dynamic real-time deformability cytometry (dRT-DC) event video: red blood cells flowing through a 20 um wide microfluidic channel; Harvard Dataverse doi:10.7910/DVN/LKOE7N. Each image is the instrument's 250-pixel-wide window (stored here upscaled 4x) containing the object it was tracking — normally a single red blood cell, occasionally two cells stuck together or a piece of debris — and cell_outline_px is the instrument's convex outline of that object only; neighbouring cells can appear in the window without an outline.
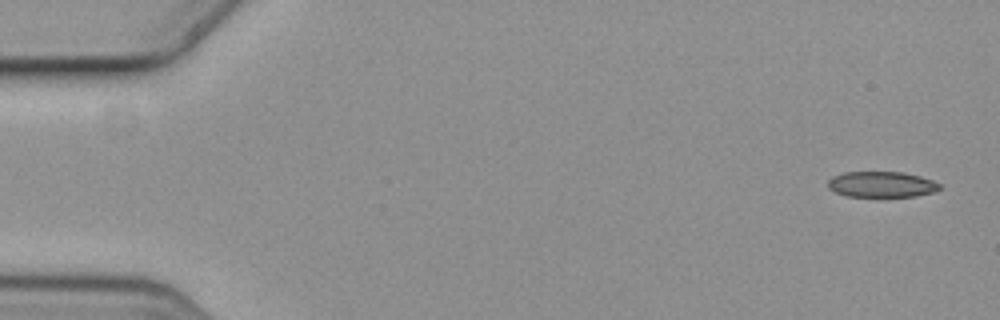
{"species": "common noctule bat (a hibernating species)", "species_latin": "Nyctalus noctula", "temperature_condition": "cold", "stored_images_in_passage": 6, "camera_frame_rate_fps": 3000, "um_per_image_px": 0.085, "animal": {"sex": "female", "body_mass_g": 19.3, "forearm_length_mm": 54.1}, "frame": {"image": 1, "passage_image": 1, "time_ms": 0.0, "image_size_px": [1000, 320], "cell_outline_px": [[940, 188], [932, 192], [916, 196], [848, 196], [836, 192], [828, 188], [828, 180], [832, 176], [844, 172], [904, 172], [920, 176], [932, 180], [940, 184]], "centroid_in_image_um": [74.92, 15.66], "position_along_channel_um": 10.1, "area_um2": 16.65}}
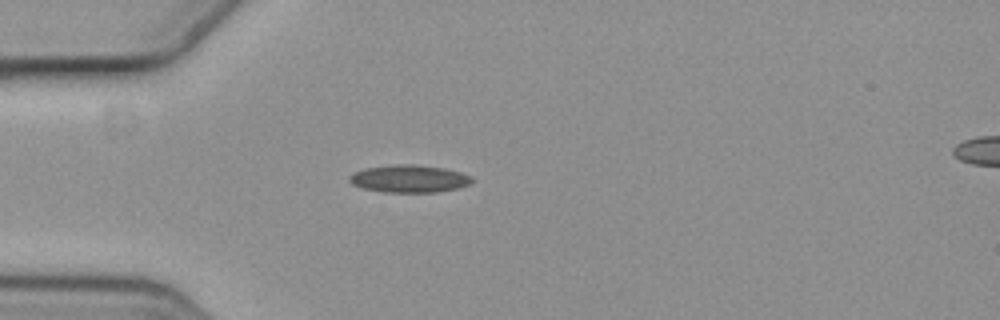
{"frame": {"image": 2, "passage_image": 5, "time_ms": 1.333, "image_size_px": [1000, 320], "cell_outline_px": [[472, 180], [468, 184], [456, 188], [436, 192], [384, 192], [364, 188], [352, 184], [348, 180], [348, 176], [364, 168], [392, 164], [416, 164], [444, 168], [460, 172], [468, 176]], "centroid_in_image_um": [34.72, 15.18], "position_along_channel_um": 50.3, "area_um2": 19.48}}